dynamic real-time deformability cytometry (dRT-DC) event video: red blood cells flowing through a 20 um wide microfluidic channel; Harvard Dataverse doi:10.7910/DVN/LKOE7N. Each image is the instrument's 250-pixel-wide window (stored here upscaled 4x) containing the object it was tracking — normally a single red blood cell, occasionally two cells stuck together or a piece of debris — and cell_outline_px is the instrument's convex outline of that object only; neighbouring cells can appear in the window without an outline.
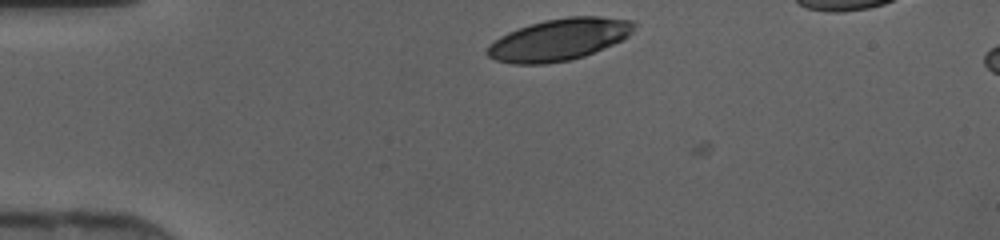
{"species": "human", "species_latin": "Homo sapiens", "temperature_condition": "cold", "stored_images_in_passage": 29, "camera_frame_rate_fps": 3000, "um_per_image_px": 0.085, "donor": {"sex": "female"}, "frame": {"image": 1, "passage_image": 1, "time_ms": 0.0, "image_size_px": [1000, 240], "cell_outline_px": [[636, 24], [632, 32], [624, 40], [584, 56], [568, 60], [544, 64], [512, 64], [496, 60], [488, 56], [484, 52], [488, 44], [500, 36], [508, 32], [544, 20], [568, 16], [600, 16], [632, 20]], "centroid_in_image_um": [47.52, 3.36], "position_along_channel_um": 37.5, "area_um2": 35.89}}
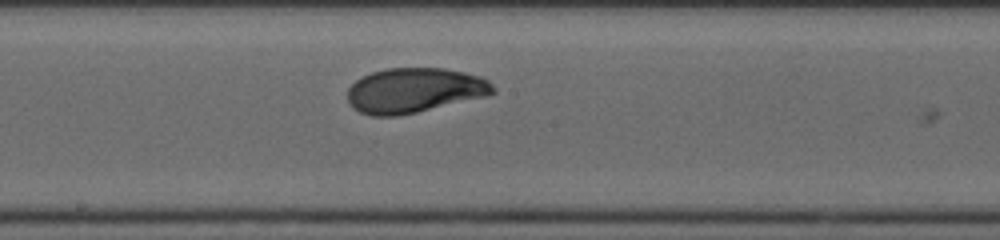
{"frame": {"image": 2, "passage_image": 16, "time_ms": 5.0, "image_size_px": [1000, 240], "cell_outline_px": [[496, 92], [488, 96], [416, 112], [396, 116], [372, 116], [360, 112], [352, 108], [348, 100], [348, 88], [356, 80], [372, 72], [388, 68], [444, 68], [464, 72], [480, 76], [488, 80], [496, 88]], "centroid_in_image_um": [35.24, 7.68], "position_along_channel_um": 213.0, "area_um2": 38.09}}
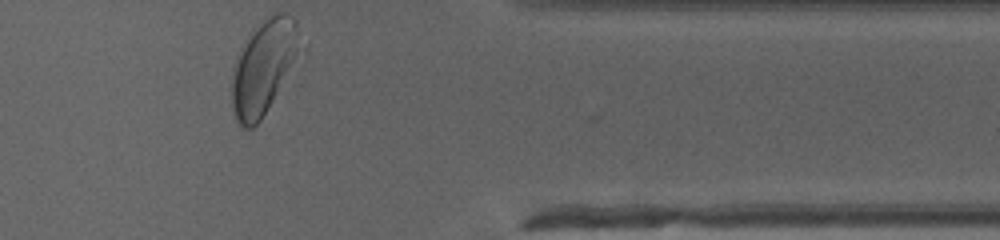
{"frame": {"image": 3, "passage_image": 29, "time_ms": 9.333, "image_size_px": [1000, 240], "cell_outline_px": [[308, 52], [260, 120], [252, 128], [240, 128], [236, 120], [232, 108], [232, 80], [236, 60], [240, 52], [248, 40], [260, 24], [264, 20], [276, 12], [284, 12], [296, 20], [308, 40]], "centroid_in_image_um": [22.62, 5.68], "position_along_channel_um": 388.8, "area_um2": 39.19}}